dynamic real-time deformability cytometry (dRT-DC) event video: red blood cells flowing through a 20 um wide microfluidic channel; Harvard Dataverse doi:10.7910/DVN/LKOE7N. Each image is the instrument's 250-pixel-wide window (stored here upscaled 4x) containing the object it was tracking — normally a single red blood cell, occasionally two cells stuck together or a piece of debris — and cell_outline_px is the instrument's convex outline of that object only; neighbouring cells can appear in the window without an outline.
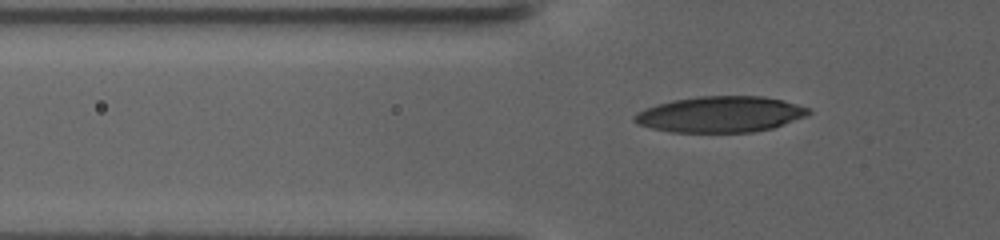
{"species": "human", "species_latin": "Homo sapiens", "temperature_condition": "warm", "stored_images_in_passage": 59, "camera_frame_rate_fps": 3000, "um_per_image_px": 0.085, "donor": {"sex": "female"}, "frame": {"image": 1, "passage_image": 6, "time_ms": 1.667, "image_size_px": [1000, 240], "cell_outline_px": [[812, 112], [808, 116], [772, 128], [752, 132], [672, 132], [652, 128], [640, 124], [632, 120], [632, 116], [644, 108], [656, 104], [672, 100], [696, 96], [764, 96], [812, 108]], "centroid_in_image_um": [61.24, 9.71], "position_along_channel_um": 64.6, "area_um2": 36.65}}
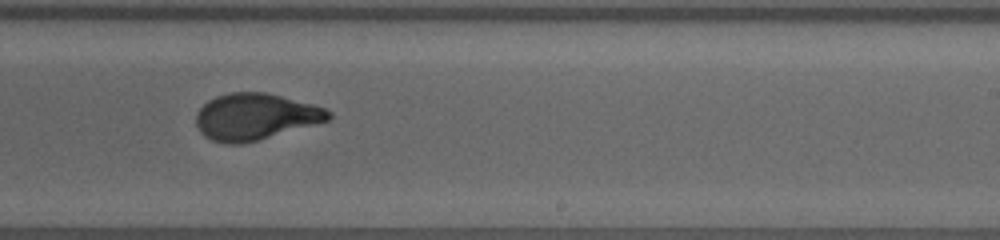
{"frame": {"image": 2, "passage_image": 27, "time_ms": 9.0, "image_size_px": [1000, 240], "cell_outline_px": [[332, 116], [328, 120], [256, 140], [240, 144], [224, 144], [212, 140], [204, 136], [200, 132], [196, 124], [196, 112], [208, 100], [216, 96], [232, 92], [264, 92], [312, 104], [324, 108], [332, 112]], "centroid_in_image_um": [21.65, 9.91], "position_along_channel_um": 267.4, "area_um2": 35.43}}
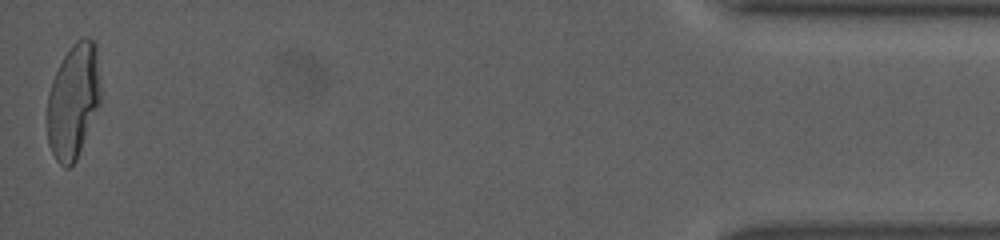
{"frame": {"image": 3, "passage_image": 58, "time_ms": 17.333, "image_size_px": [1000, 240], "cell_outline_px": [[100, 104], [76, 160], [68, 168], [64, 168], [56, 160], [48, 144], [48, 92], [52, 80], [64, 56], [76, 40], [84, 36], [92, 40], [100, 92]], "centroid_in_image_um": [6.2, 8.66], "position_along_channel_um": 429.0, "area_um2": 34.74}, "authors_computed_cell_mechanics": {"area_um2": 35.2002, "velocity_mm_per_s": 2.8729, "shape_relaxation_time_tau1_ms": 8.3863, "shape_relaxation_time_tau2_ms": 1.0268, "deformation_change_tau1": 0.2666, "deformation_change_tau2": 0.0677}}